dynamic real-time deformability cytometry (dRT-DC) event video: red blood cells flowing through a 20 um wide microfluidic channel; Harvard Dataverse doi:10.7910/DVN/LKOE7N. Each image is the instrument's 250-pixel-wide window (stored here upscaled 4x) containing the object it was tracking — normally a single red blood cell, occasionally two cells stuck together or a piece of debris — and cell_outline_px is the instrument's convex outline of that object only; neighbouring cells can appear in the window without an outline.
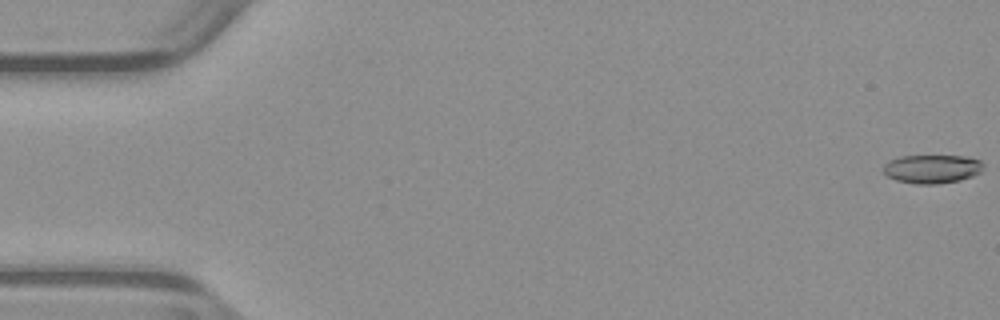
{"species": "common noctule bat (a hibernating species)", "species_latin": "Nyctalus noctula", "temperature_condition": "warm", "stored_images_in_passage": 53, "camera_frame_rate_fps": 3000, "um_per_image_px": 0.085, "animal": {"sex": "male", "body_mass_g": 23.1, "forearm_length_mm": 52.7}, "frame": {"image": 1, "passage_image": 1, "time_ms": 0.0, "image_size_px": [1000, 320], "cell_outline_px": [[984, 164], [980, 172], [972, 176], [960, 180], [936, 184], [916, 184], [896, 180], [888, 176], [884, 172], [884, 164], [888, 160], [900, 156], [964, 156], [980, 160]], "centroid_in_image_um": [79.21, 14.35], "position_along_channel_um": 5.8, "area_um2": 16.65}}
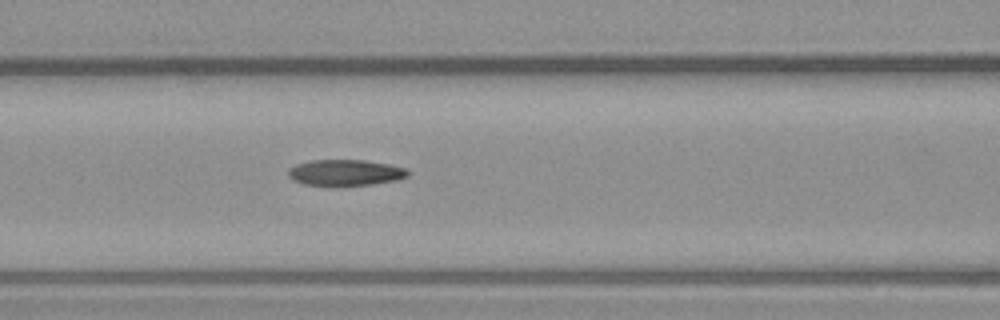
{"frame": {"image": 2, "passage_image": 23, "time_ms": 7.333, "image_size_px": [1000, 320], "cell_outline_px": [[408, 176], [396, 180], [372, 184], [304, 184], [288, 176], [288, 168], [296, 164], [312, 160], [364, 160], [388, 164], [404, 168], [408, 172]], "centroid_in_image_um": [29.35, 14.64], "position_along_channel_um": 137.3, "area_um2": 17.57}}
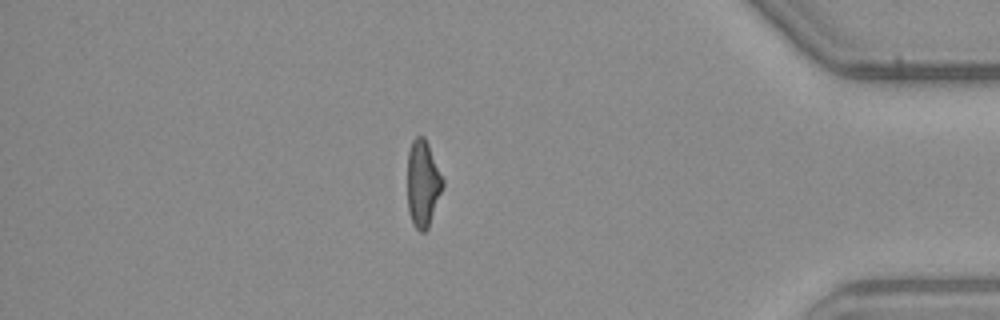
{"frame": {"image": 3, "passage_image": 46, "time_ms": 15.0, "image_size_px": [1000, 320], "cell_outline_px": [[444, 188], [428, 228], [424, 232], [420, 232], [412, 224], [408, 212], [408, 152], [412, 140], [416, 136], [424, 136], [428, 144], [444, 180]], "centroid_in_image_um": [35.95, 15.63], "position_along_channel_um": 399.2, "area_um2": 18.03}, "authors_computed_cell_mechanics": {"area_um2": 18.2648, "velocity_mm_per_s": 3.9533, "shape_relaxation_time_tau1_ms": null, "shape_relaxation_time_tau2_ms": 4.9048, "deformation_change_tau1": null, "deformation_change_tau2": 0.1482}}